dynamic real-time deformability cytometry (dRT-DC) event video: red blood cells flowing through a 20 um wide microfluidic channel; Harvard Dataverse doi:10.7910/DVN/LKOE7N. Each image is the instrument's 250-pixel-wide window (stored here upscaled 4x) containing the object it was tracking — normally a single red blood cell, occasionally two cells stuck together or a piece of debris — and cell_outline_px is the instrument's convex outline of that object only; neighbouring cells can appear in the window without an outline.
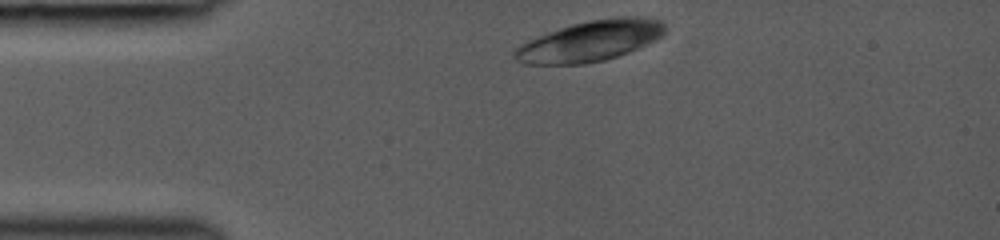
{"species": "common noctule bat (a hibernating species)", "species_latin": "Nyctalus noctula", "temperature_condition": "room temperature", "stored_images_in_passage": 13, "camera_frame_rate_fps": 3000, "um_per_image_px": 0.085, "animal": {"sex": "female", "body_mass_g": 19.0, "forearm_length_mm": 53.3}, "frame": {"image": 1, "passage_image": 1, "time_ms": 0.0, "image_size_px": [1000, 240], "cell_outline_px": [[664, 32], [656, 40], [628, 52], [604, 60], [584, 64], [524, 64], [516, 60], [512, 56], [512, 52], [520, 44], [528, 40], [548, 32], [572, 24], [588, 20], [616, 16], [636, 16], [660, 20], [664, 24]], "centroid_in_image_um": [50.13, 3.48], "position_along_channel_um": 34.9, "area_um2": 35.55}}
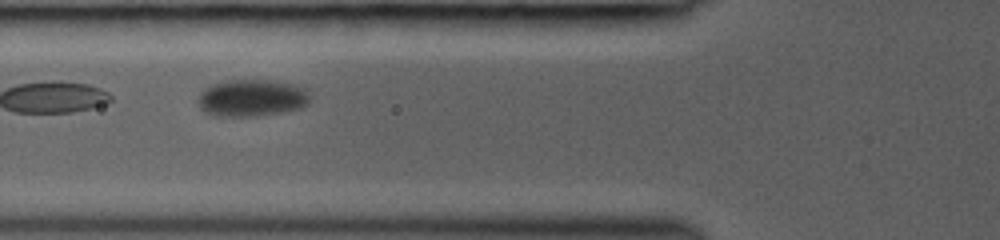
{"frame": {"image": 2, "passage_image": 7, "time_ms": 3.0, "image_size_px": [1000, 240], "cell_outline_px": [[308, 104], [300, 108], [280, 112], [256, 116], [216, 116], [204, 112], [200, 108], [200, 92], [204, 88], [212, 84], [228, 80], [268, 80], [292, 84], [304, 88], [308, 92]], "centroid_in_image_um": [21.38, 8.32], "position_along_channel_um": 104.4, "area_um2": 23.93}}